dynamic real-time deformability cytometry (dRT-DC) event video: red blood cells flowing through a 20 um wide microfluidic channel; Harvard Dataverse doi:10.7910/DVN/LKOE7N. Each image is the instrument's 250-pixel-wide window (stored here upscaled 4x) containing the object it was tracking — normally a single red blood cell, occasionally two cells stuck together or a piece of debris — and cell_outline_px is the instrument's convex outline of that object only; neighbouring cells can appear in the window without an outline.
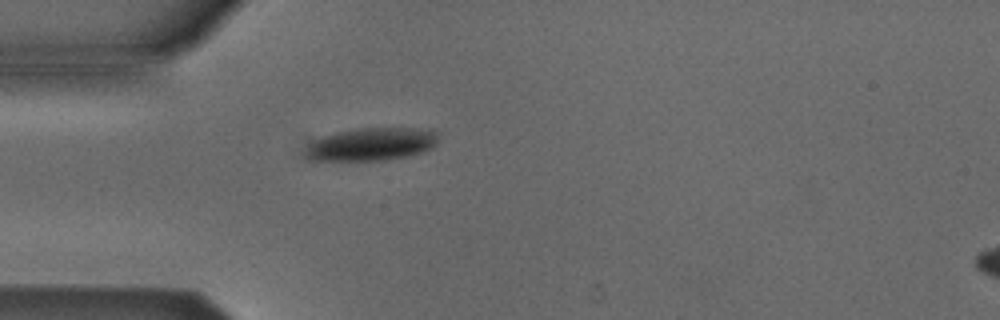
{"species": "Egyptian fruit bat (a non-hibernating species)", "species_latin": "Rousettus aegyptiacus", "temperature_condition": "cold", "stored_images_in_passage": 2, "camera_frame_rate_fps": 3000, "um_per_image_px": 0.085, "animal": {"sex": "male"}, "frame": {"image": 1, "passage_image": 2, "time_ms": 1.333, "image_size_px": [1000, 320], "cell_outline_px": [[440, 136], [436, 144], [432, 148], [408, 156], [384, 160], [312, 160], [304, 156], [308, 148], [316, 140], [324, 136], [336, 132], [360, 128], [432, 128], [440, 132]], "centroid_in_image_um": [31.69, 12.24], "position_along_channel_um": 53.3, "area_um2": 25.43}}